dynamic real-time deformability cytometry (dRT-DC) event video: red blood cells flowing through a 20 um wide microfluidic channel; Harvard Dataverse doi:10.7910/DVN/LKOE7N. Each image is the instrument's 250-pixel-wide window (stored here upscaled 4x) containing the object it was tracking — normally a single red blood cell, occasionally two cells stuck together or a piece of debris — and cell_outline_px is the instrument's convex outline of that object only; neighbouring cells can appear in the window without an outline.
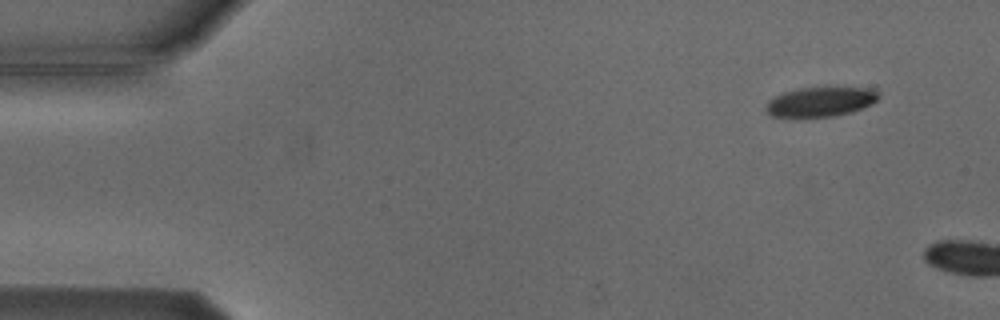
{"species": "Egyptian fruit bat (a non-hibernating species)", "species_latin": "Rousettus aegyptiacus", "temperature_condition": "cold", "stored_images_in_passage": 2, "camera_frame_rate_fps": 3000, "um_per_image_px": 0.085, "animal": {"sex": "male"}, "frame": {"image": 1, "passage_image": 1, "time_ms": 0.0, "image_size_px": [1000, 320], "cell_outline_px": [[880, 96], [872, 104], [852, 112], [832, 116], [772, 116], [764, 108], [768, 100], [784, 92], [800, 88], [868, 88], [876, 92]], "centroid_in_image_um": [69.73, 8.65], "position_along_channel_um": 15.3, "area_um2": 18.96}}